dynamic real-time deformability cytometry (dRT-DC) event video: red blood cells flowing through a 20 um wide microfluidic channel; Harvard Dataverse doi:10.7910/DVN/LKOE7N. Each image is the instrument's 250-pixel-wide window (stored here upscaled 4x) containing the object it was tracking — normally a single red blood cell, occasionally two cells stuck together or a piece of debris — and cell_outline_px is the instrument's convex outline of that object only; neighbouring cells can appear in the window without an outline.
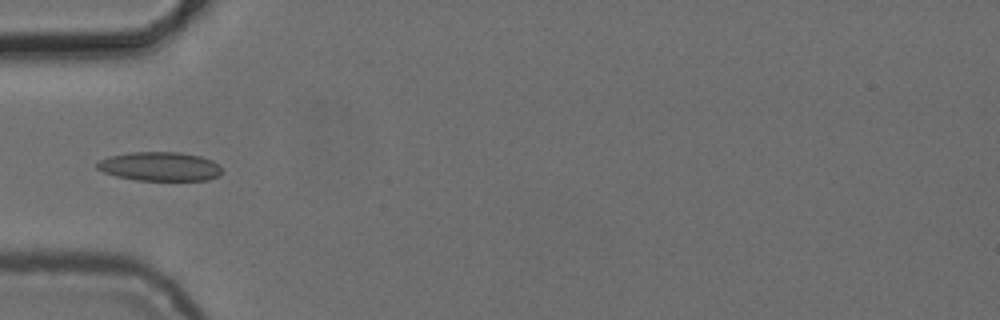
{"species": "common noctule bat (a hibernating species)", "species_latin": "Nyctalus noctula", "temperature_condition": "cold", "stored_images_in_passage": 5, "camera_frame_rate_fps": 3000, "um_per_image_px": 0.085, "animal": {"sex": "female", "body_mass_g": 24.6, "forearm_length_mm": 56.2}, "frame": {"image": 1, "passage_image": 5, "time_ms": 5.0, "image_size_px": [1000, 320], "cell_outline_px": [[220, 176], [208, 180], [136, 180], [116, 176], [104, 172], [96, 168], [96, 164], [100, 160], [108, 156], [128, 152], [180, 152], [200, 156], [212, 160], [220, 164]], "centroid_in_image_um": [13.59, 14.14], "position_along_channel_um": 71.4, "area_um2": 21.21}}